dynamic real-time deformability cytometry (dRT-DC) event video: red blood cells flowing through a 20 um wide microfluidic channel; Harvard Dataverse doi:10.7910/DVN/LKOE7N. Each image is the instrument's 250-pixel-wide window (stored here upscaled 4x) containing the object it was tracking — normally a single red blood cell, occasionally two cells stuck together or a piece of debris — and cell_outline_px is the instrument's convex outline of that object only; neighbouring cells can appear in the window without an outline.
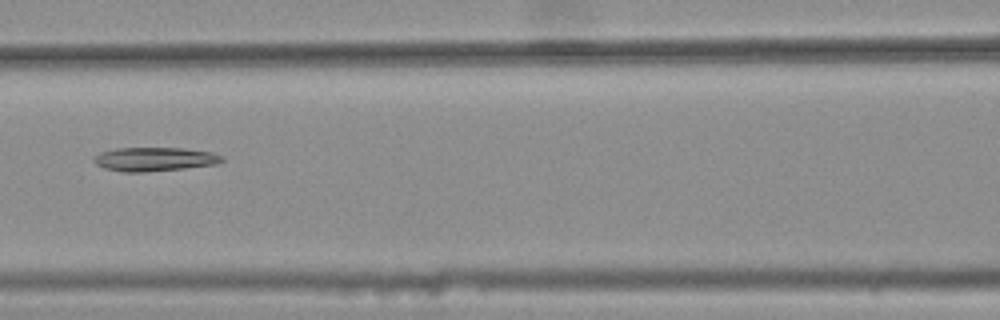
{"species": "common noctule bat (a hibernating species)", "species_latin": "Nyctalus noctula", "temperature_condition": "warm", "stored_images_in_passage": 5, "camera_frame_rate_fps": 3000, "um_per_image_px": 0.085, "animal": {"sex": "female", "body_mass_g": 25.1}, "frame": {"image": 1, "passage_image": 5, "time_ms": 1.333, "image_size_px": [1000, 320], "cell_outline_px": [[224, 160], [216, 164], [184, 168], [144, 172], [124, 172], [104, 168], [96, 164], [92, 160], [100, 152], [116, 148], [184, 148], [212, 152], [224, 156]], "centroid_in_image_um": [13.14, 13.52], "position_along_channel_um": 153.5, "area_um2": 17.8}}